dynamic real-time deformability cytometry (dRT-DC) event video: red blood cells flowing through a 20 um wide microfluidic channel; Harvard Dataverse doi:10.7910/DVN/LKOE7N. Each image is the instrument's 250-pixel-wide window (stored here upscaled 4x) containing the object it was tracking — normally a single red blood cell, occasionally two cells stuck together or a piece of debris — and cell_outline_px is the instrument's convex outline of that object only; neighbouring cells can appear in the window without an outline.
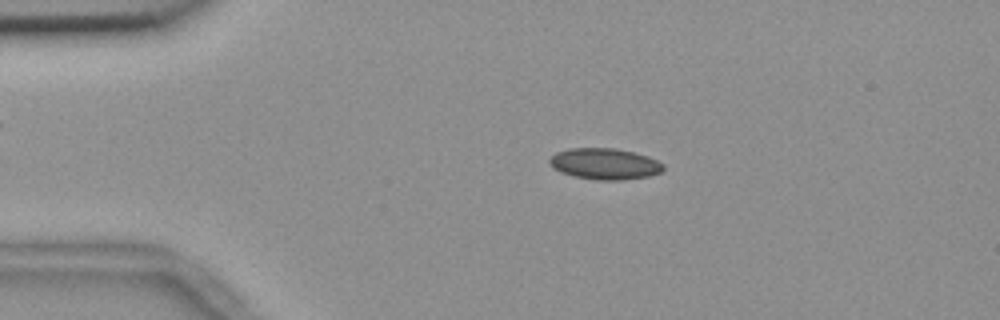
{"species": "common noctule bat (a hibernating species)", "species_latin": "Nyctalus noctula", "temperature_condition": "room temperature", "stored_images_in_passage": 55, "camera_frame_rate_fps": 3000, "um_per_image_px": 0.085, "animal": {"sex": "female", "body_mass_g": 18.4}, "frame": {"image": 1, "passage_image": 11, "time_ms": 3.333, "image_size_px": [1000, 320], "cell_outline_px": [[664, 168], [660, 172], [648, 176], [620, 180], [596, 180], [576, 176], [560, 172], [552, 168], [548, 160], [556, 152], [568, 148], [616, 148], [648, 156], [664, 164]], "centroid_in_image_um": [51.38, 13.92], "position_along_channel_um": 33.6, "area_um2": 20.63}}
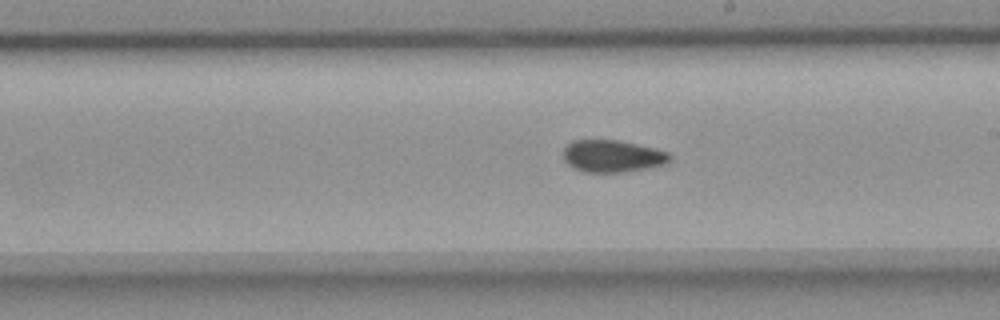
{"frame": {"image": 2, "passage_image": 31, "time_ms": 10.0, "image_size_px": [1000, 320], "cell_outline_px": [[672, 156], [668, 160], [660, 164], [644, 168], [624, 172], [584, 172], [568, 164], [564, 160], [564, 148], [572, 140], [616, 140], [636, 144], [668, 152]], "centroid_in_image_um": [52.0, 13.26], "position_along_channel_um": 237.0, "area_um2": 19.48}}
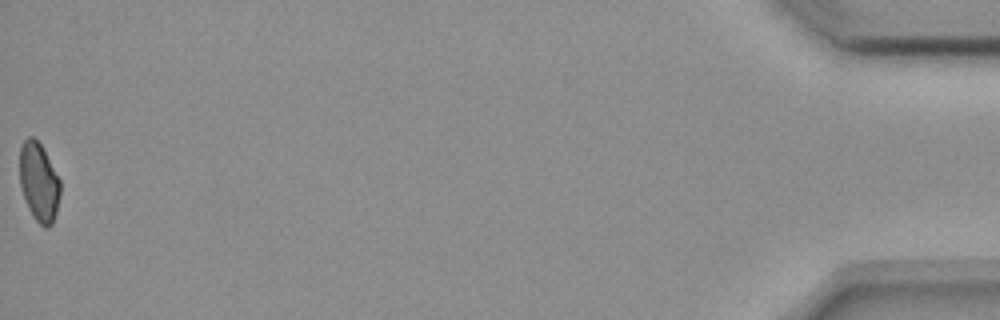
{"frame": {"image": 3, "passage_image": 55, "time_ms": 18.0, "image_size_px": [1000, 320], "cell_outline_px": [[60, 196], [56, 212], [52, 224], [48, 228], [44, 228], [32, 216], [28, 208], [20, 184], [20, 148], [24, 140], [28, 136], [32, 136], [40, 144], [60, 180]], "centroid_in_image_um": [3.3, 15.5], "position_along_channel_um": 431.9, "area_um2": 18.44}, "authors_computed_cell_mechanics": {"area_um2": 19.941, "velocity_mm_per_s": 3.6844, "shape_relaxation_time_tau1_ms": null, "shape_relaxation_time_tau2_ms": 4.5839, "deformation_change_tau1": null, "deformation_change_tau2": 0.0895}}